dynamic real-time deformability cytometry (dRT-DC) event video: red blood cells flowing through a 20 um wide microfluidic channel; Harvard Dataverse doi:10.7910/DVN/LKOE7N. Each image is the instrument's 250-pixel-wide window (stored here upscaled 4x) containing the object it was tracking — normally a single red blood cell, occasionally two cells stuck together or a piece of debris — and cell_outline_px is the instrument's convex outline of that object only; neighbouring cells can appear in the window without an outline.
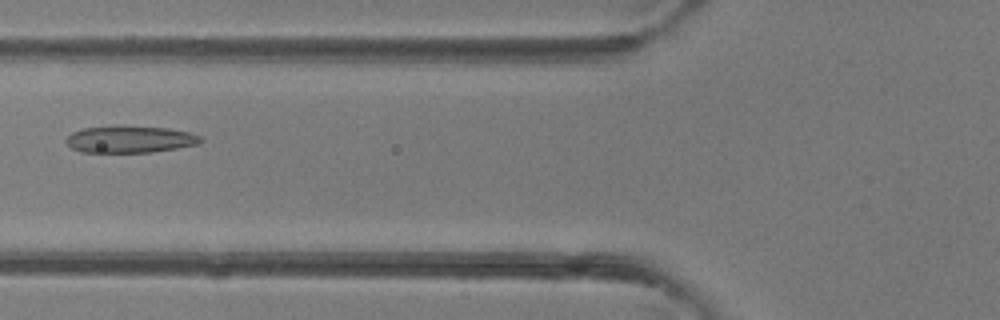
{"species": "common noctule bat (a hibernating species)", "species_latin": "Nyctalus noctula", "temperature_condition": "room temperature", "stored_images_in_passage": 5, "camera_frame_rate_fps": 3000, "um_per_image_px": 0.085, "animal": {"sex": "female"}, "frame": {"image": 1, "passage_image": 5, "time_ms": 4.667, "image_size_px": [1000, 320], "cell_outline_px": [[204, 140], [200, 144], [152, 152], [80, 152], [72, 148], [64, 140], [72, 132], [84, 128], [124, 124], [168, 128], [188, 132], [200, 136]], "centroid_in_image_um": [11.05, 11.82], "position_along_channel_um": 114.7, "area_um2": 21.5}}